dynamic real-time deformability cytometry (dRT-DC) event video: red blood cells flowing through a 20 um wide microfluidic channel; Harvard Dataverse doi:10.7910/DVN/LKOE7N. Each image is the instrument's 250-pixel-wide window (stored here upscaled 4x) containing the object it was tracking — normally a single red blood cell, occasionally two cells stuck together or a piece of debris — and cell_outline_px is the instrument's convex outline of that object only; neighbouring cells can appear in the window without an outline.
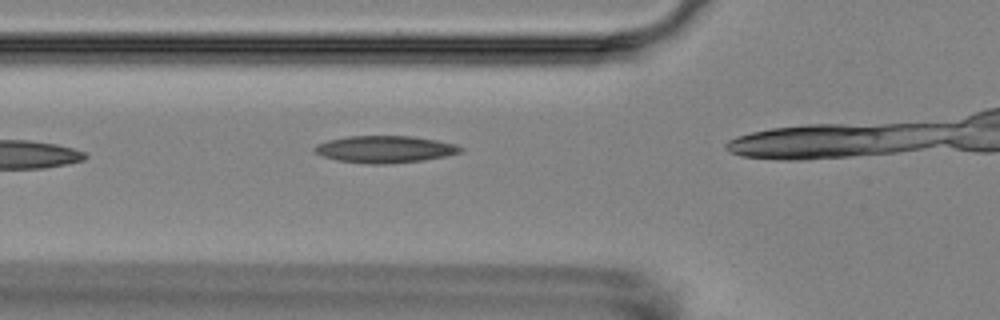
{"species": "Egyptian fruit bat (a non-hibernating species)", "species_latin": "Rousettus aegyptiacus", "temperature_condition": "room temperature", "stored_images_in_passage": 3, "camera_frame_rate_fps": 3000, "um_per_image_px": 0.085, "animal": {"sex": "female"}, "frame": {"image": 1, "passage_image": 2, "time_ms": 1.333, "image_size_px": [1000, 320], "cell_outline_px": [[464, 148], [460, 152], [444, 156], [424, 160], [384, 164], [372, 164], [336, 160], [324, 156], [316, 152], [312, 148], [316, 144], [328, 140], [348, 136], [412, 136], [436, 140], [456, 144]], "centroid_in_image_um": [32.71, 12.68], "position_along_channel_um": 93.1, "area_um2": 22.83}}